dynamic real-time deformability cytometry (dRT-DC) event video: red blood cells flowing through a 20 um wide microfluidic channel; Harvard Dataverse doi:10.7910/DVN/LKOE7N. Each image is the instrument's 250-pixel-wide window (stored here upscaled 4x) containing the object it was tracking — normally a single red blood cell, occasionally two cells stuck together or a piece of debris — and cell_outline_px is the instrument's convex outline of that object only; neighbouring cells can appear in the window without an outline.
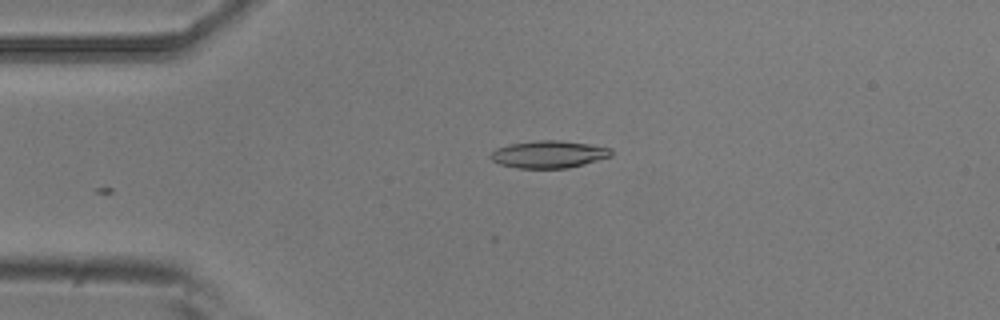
{"species": "common noctule bat (a hibernating species)", "species_latin": "Nyctalus noctula", "temperature_condition": "room temperature", "stored_images_in_passage": 8, "camera_frame_rate_fps": 3000, "um_per_image_px": 0.085, "animal": {"sex": "male", "body_mass_g": 20.5, "forearm_length_mm": 52.5}, "frame": {"image": 1, "passage_image": 1, "time_ms": 0.0, "image_size_px": [1000, 320], "cell_outline_px": [[612, 156], [584, 164], [568, 168], [516, 168], [500, 164], [492, 160], [488, 156], [496, 148], [512, 144], [540, 140], [560, 140], [588, 144], [612, 148]], "centroid_in_image_um": [46.65, 13.12], "position_along_channel_um": 38.3, "area_um2": 19.13}}
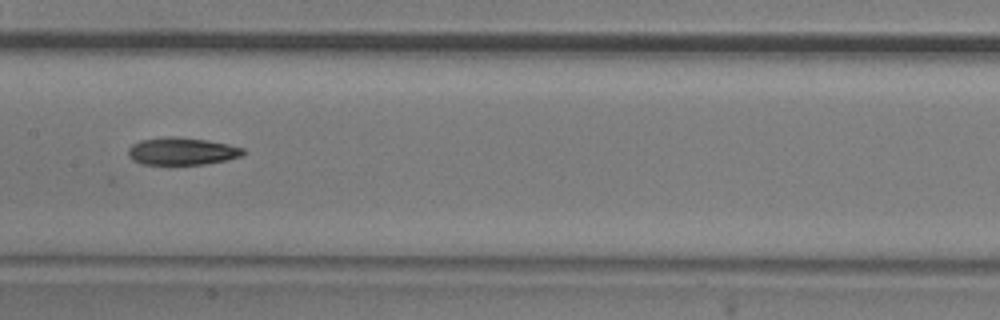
{"frame": {"image": 2, "passage_image": 5, "time_ms": 1.333, "image_size_px": [1000, 320], "cell_outline_px": [[244, 152], [240, 156], [228, 160], [204, 164], [140, 164], [132, 160], [128, 156], [128, 148], [132, 144], [140, 140], [164, 136], [176, 136], [208, 140], [228, 144], [244, 148]], "centroid_in_image_um": [15.43, 12.84], "position_along_channel_um": 192.0, "area_um2": 18.55}}
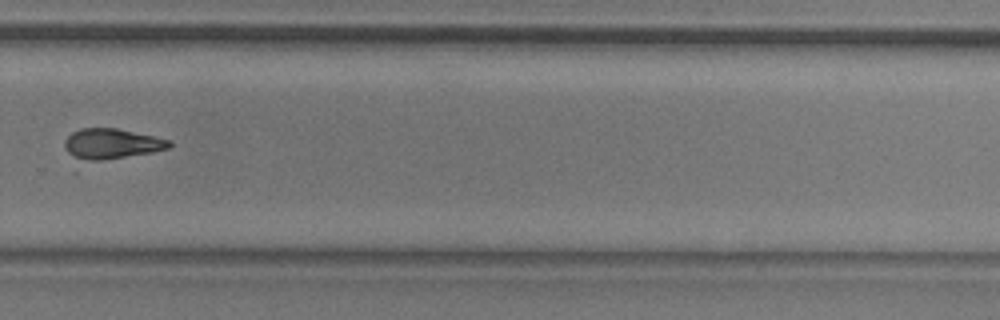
{"frame": {"image": 3, "passage_image": 8, "time_ms": 2.333, "image_size_px": [1000, 320], "cell_outline_px": [[172, 144], [168, 148], [152, 152], [84, 164], [80, 164], [64, 148], [64, 140], [72, 132], [80, 128], [116, 128], [156, 136], [172, 140]], "centroid_in_image_um": [9.42, 12.26], "position_along_channel_um": 320.4, "area_um2": 19.19}}